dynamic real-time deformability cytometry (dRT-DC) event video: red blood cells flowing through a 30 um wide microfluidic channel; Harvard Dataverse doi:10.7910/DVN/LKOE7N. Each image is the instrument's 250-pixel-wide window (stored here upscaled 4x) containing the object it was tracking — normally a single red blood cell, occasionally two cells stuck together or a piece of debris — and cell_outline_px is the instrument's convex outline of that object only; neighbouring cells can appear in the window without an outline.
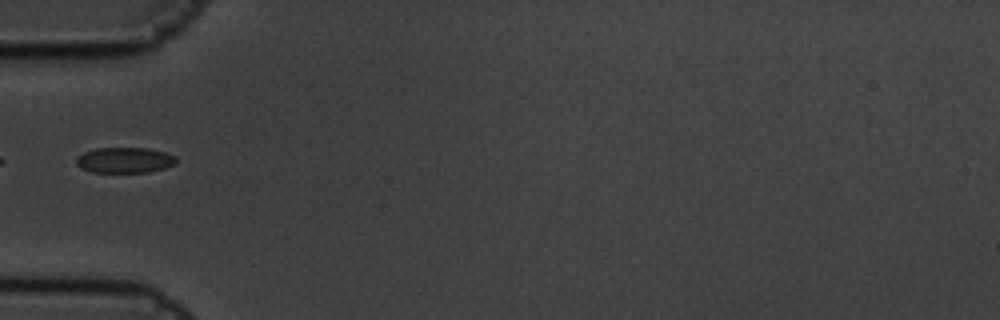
{"species": "common noctule bat (a hibernating species)", "species_latin": "Nyctalus noctula", "temperature_condition": "cold", "stored_images_in_passage": 8, "camera_frame_rate_fps": 3000, "um_per_image_px": 0.085, "animal": {"sex": "male", "body_mass_g": 19.5, "forearm_length_mm": 54.6}, "frame": {"image": 1, "passage_image": 1, "time_ms": 0.0, "image_size_px": [1000, 320], "cell_outline_px": [[176, 164], [164, 168], [148, 172], [92, 172], [80, 168], [76, 164], [76, 160], [84, 152], [96, 148], [148, 148], [164, 152], [176, 156]], "centroid_in_image_um": [10.61, 13.61], "position_along_channel_um": 74.4, "area_um2": 14.85}}
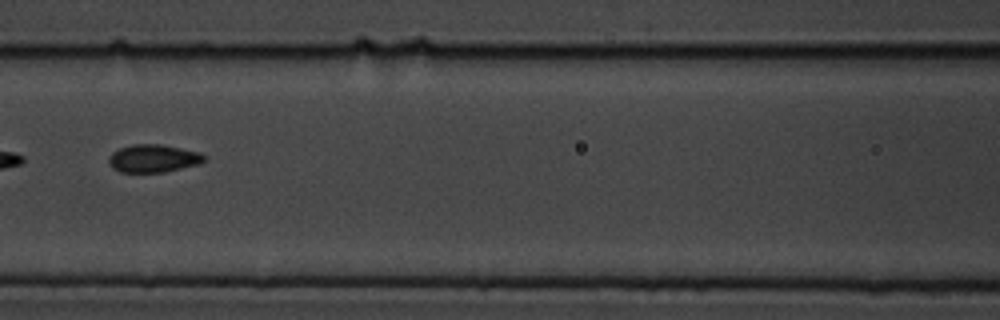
{"frame": {"image": 2, "passage_image": 3, "time_ms": 0.667, "image_size_px": [1000, 320], "cell_outline_px": [[208, 160], [200, 164], [164, 172], [120, 172], [112, 168], [108, 164], [108, 156], [112, 152], [120, 148], [132, 144], [160, 144], [200, 152], [208, 156]], "centroid_in_image_um": [13.05, 13.47], "position_along_channel_um": 153.5, "area_um2": 15.78}}
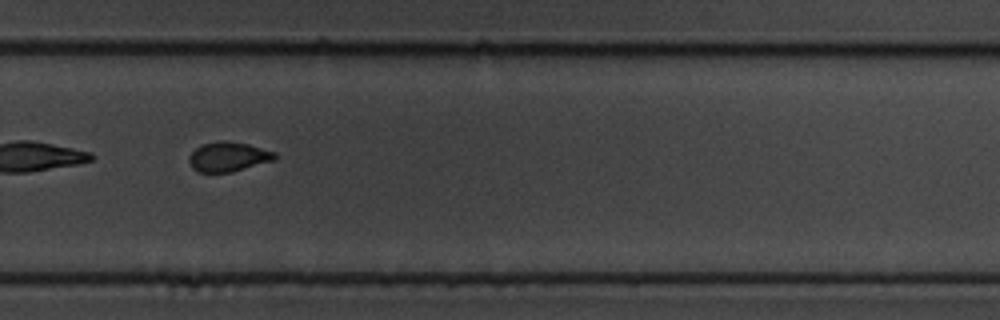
{"frame": {"image": 3, "passage_image": 7, "time_ms": 2.0, "image_size_px": [1000, 320], "cell_outline_px": [[280, 156], [276, 160], [232, 172], [200, 172], [192, 168], [188, 160], [188, 156], [196, 148], [204, 144], [224, 140], [248, 144], [276, 152]], "centroid_in_image_um": [19.46, 13.33], "position_along_channel_um": 310.3, "area_um2": 14.91}}